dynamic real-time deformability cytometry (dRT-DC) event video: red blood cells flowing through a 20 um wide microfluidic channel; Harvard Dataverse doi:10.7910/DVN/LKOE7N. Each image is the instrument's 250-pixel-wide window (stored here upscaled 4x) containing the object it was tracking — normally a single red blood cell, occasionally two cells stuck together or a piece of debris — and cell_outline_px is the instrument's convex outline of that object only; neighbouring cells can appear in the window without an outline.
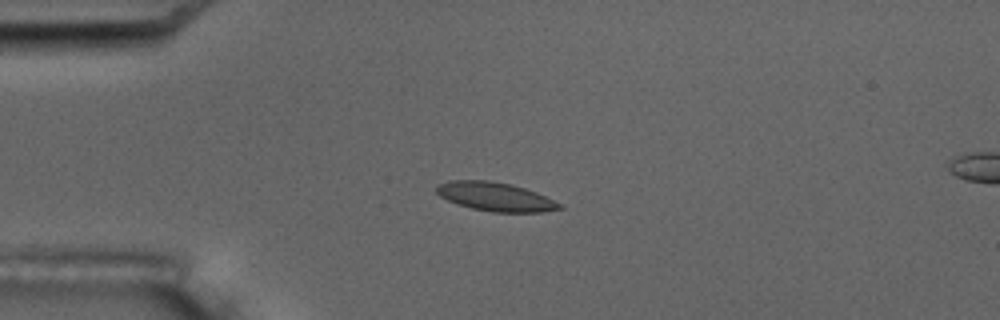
{"species": "common noctule bat (a hibernating species)", "species_latin": "Nyctalus noctula", "temperature_condition": "room temperature", "stored_images_in_passage": 5, "camera_frame_rate_fps": 3000, "um_per_image_px": 0.085, "animal": {"sex": "male", "body_mass_g": 17.5, "forearm_length_mm": 52.3}, "frame": {"image": 1, "passage_image": 3, "time_ms": 2.333, "image_size_px": [1000, 320], "cell_outline_px": [[564, 208], [540, 212], [492, 212], [472, 208], [448, 200], [440, 196], [436, 192], [436, 184], [448, 180], [488, 180], [508, 184], [524, 188], [536, 192], [560, 204]], "centroid_in_image_um": [42.06, 16.71], "position_along_channel_um": 42.9, "area_um2": 20.35}}